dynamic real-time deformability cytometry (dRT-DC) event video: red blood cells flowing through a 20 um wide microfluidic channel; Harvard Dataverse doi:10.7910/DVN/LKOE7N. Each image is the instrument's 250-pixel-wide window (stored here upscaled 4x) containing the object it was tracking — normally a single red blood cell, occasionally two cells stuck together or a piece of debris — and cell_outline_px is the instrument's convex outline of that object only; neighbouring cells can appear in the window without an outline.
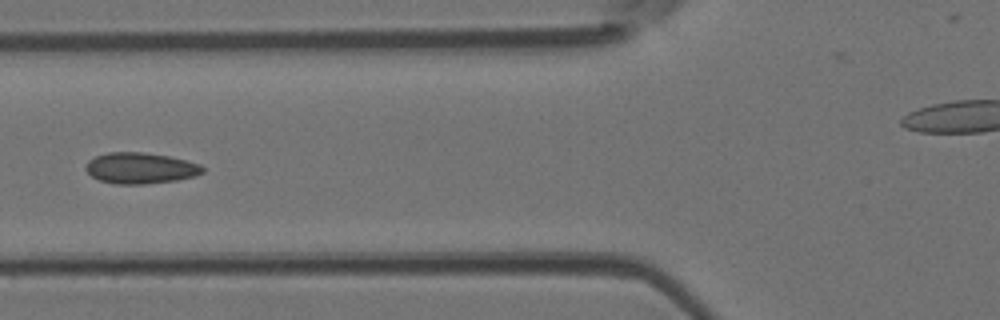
{"species": "Egyptian fruit bat (a non-hibernating species)", "species_latin": "Rousettus aegyptiacus", "temperature_condition": "room temperature", "stored_images_in_passage": 6, "camera_frame_rate_fps": 3000, "um_per_image_px": 0.085, "animal": {"sex": "female"}, "frame": {"image": 1, "passage_image": 5, "time_ms": 1.333, "image_size_px": [1000, 320], "cell_outline_px": [[204, 172], [192, 176], [176, 180], [144, 184], [116, 184], [100, 180], [92, 176], [84, 168], [84, 164], [88, 160], [96, 156], [108, 152], [144, 152], [168, 156], [200, 164], [204, 168]], "centroid_in_image_um": [11.89, 14.28], "position_along_channel_um": 113.9, "area_um2": 21.04}}
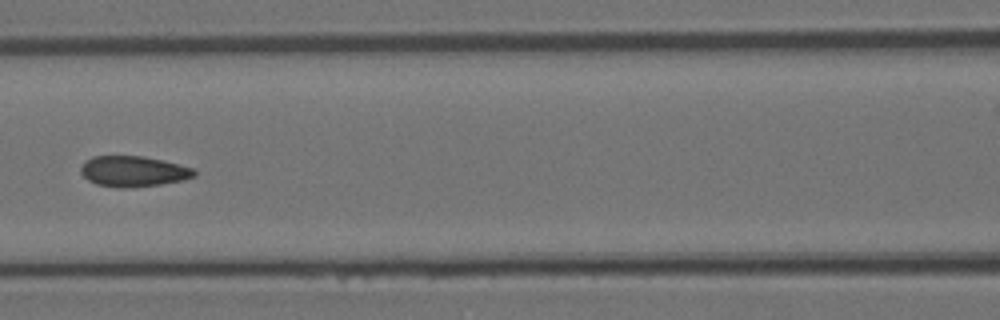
{"frame": {"image": 2, "passage_image": 6, "time_ms": 1.667, "image_size_px": [1000, 320], "cell_outline_px": [[196, 176], [184, 180], [160, 184], [128, 188], [120, 188], [96, 184], [88, 180], [80, 172], [80, 168], [84, 160], [92, 156], [144, 156], [196, 168]], "centroid_in_image_um": [11.34, 14.56], "position_along_channel_um": 155.3, "area_um2": 20.46}}